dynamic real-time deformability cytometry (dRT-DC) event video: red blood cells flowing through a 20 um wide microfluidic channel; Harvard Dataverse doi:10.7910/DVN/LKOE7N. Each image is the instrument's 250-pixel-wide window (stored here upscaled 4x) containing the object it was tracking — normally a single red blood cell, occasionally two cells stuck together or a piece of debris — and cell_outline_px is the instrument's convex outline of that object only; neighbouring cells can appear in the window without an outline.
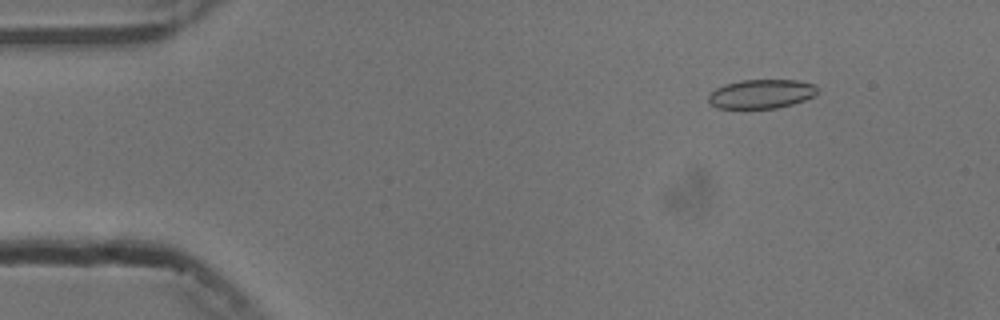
{"species": "common noctule bat (a hibernating species)", "species_latin": "Nyctalus noctula", "temperature_condition": "cold", "stored_images_in_passage": 50, "camera_frame_rate_fps": 3000, "um_per_image_px": 0.085, "animal": {"sex": "male", "body_mass_g": 13.3}, "frame": {"image": 1, "passage_image": 2, "time_ms": 0.333, "image_size_px": [1000, 320], "cell_outline_px": [[816, 96], [792, 104], [776, 108], [716, 108], [708, 100], [708, 92], [724, 84], [740, 80], [800, 80], [816, 84]], "centroid_in_image_um": [64.7, 7.97], "position_along_channel_um": 20.3, "area_um2": 18.61}}
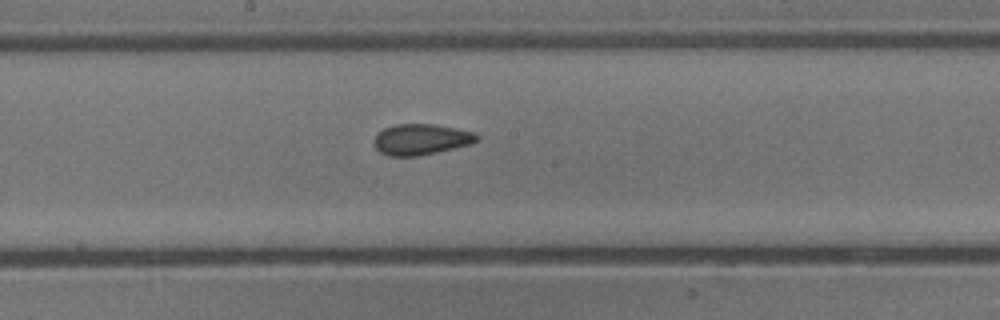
{"frame": {"image": 2, "passage_image": 24, "time_ms": 7.667, "image_size_px": [1000, 320], "cell_outline_px": [[480, 136], [472, 144], [436, 152], [416, 156], [388, 156], [380, 152], [376, 148], [372, 140], [376, 132], [384, 128], [396, 124], [432, 124], [456, 128], [476, 132]], "centroid_in_image_um": [35.76, 11.84], "position_along_channel_um": 212.4, "area_um2": 18.67}}
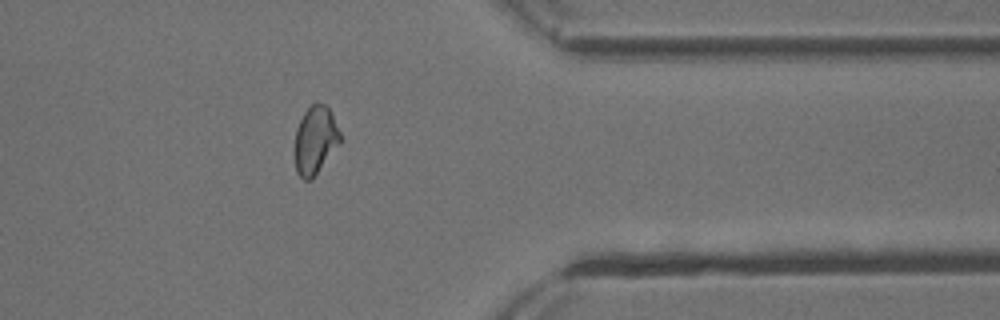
{"frame": {"image": 3, "passage_image": 39, "time_ms": 12.667, "image_size_px": [1000, 320], "cell_outline_px": [[340, 140], [312, 180], [304, 180], [296, 172], [296, 128], [304, 112], [316, 100], [324, 104], [328, 108], [340, 132]], "centroid_in_image_um": [26.78, 11.89], "position_along_channel_um": 384.6, "area_um2": 17.46}, "authors_computed_cell_mechanics": {"area_um2": 18.5827, "velocity_mm_per_s": 3.7543, "shape_relaxation_time_tau1_ms": null, "shape_relaxation_time_tau2_ms": 1.9187, "deformation_change_tau1": null, "deformation_change_tau2": 0.0769}}